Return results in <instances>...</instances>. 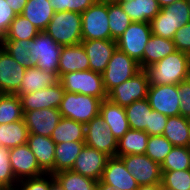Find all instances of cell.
<instances>
[{
    "label": "cell",
    "mask_w": 190,
    "mask_h": 190,
    "mask_svg": "<svg viewBox=\"0 0 190 190\" xmlns=\"http://www.w3.org/2000/svg\"><path fill=\"white\" fill-rule=\"evenodd\" d=\"M149 85L179 84L190 78V55L176 50L143 69Z\"/></svg>",
    "instance_id": "6da1fadb"
},
{
    "label": "cell",
    "mask_w": 190,
    "mask_h": 190,
    "mask_svg": "<svg viewBox=\"0 0 190 190\" xmlns=\"http://www.w3.org/2000/svg\"><path fill=\"white\" fill-rule=\"evenodd\" d=\"M81 24L78 12H55L45 32L60 46H72L82 41Z\"/></svg>",
    "instance_id": "7a4b0ae2"
},
{
    "label": "cell",
    "mask_w": 190,
    "mask_h": 190,
    "mask_svg": "<svg viewBox=\"0 0 190 190\" xmlns=\"http://www.w3.org/2000/svg\"><path fill=\"white\" fill-rule=\"evenodd\" d=\"M100 103L96 97L65 91L58 109L62 117L87 124L100 113Z\"/></svg>",
    "instance_id": "3957f363"
},
{
    "label": "cell",
    "mask_w": 190,
    "mask_h": 190,
    "mask_svg": "<svg viewBox=\"0 0 190 190\" xmlns=\"http://www.w3.org/2000/svg\"><path fill=\"white\" fill-rule=\"evenodd\" d=\"M62 46L45 31L30 41L31 64L43 71L58 73Z\"/></svg>",
    "instance_id": "277c9868"
},
{
    "label": "cell",
    "mask_w": 190,
    "mask_h": 190,
    "mask_svg": "<svg viewBox=\"0 0 190 190\" xmlns=\"http://www.w3.org/2000/svg\"><path fill=\"white\" fill-rule=\"evenodd\" d=\"M60 83L63 89L68 92L90 95L101 101L107 98L102 74L90 69L65 73L60 77Z\"/></svg>",
    "instance_id": "5b68a950"
},
{
    "label": "cell",
    "mask_w": 190,
    "mask_h": 190,
    "mask_svg": "<svg viewBox=\"0 0 190 190\" xmlns=\"http://www.w3.org/2000/svg\"><path fill=\"white\" fill-rule=\"evenodd\" d=\"M141 71L139 63L116 48L102 73L103 85L108 94L113 88L134 77Z\"/></svg>",
    "instance_id": "8992f818"
},
{
    "label": "cell",
    "mask_w": 190,
    "mask_h": 190,
    "mask_svg": "<svg viewBox=\"0 0 190 190\" xmlns=\"http://www.w3.org/2000/svg\"><path fill=\"white\" fill-rule=\"evenodd\" d=\"M108 3L97 0L81 14L82 40L111 39Z\"/></svg>",
    "instance_id": "52a82bcc"
},
{
    "label": "cell",
    "mask_w": 190,
    "mask_h": 190,
    "mask_svg": "<svg viewBox=\"0 0 190 190\" xmlns=\"http://www.w3.org/2000/svg\"><path fill=\"white\" fill-rule=\"evenodd\" d=\"M152 35L149 22H131L124 33L116 40L117 48L135 59L143 70V55Z\"/></svg>",
    "instance_id": "ba28073f"
},
{
    "label": "cell",
    "mask_w": 190,
    "mask_h": 190,
    "mask_svg": "<svg viewBox=\"0 0 190 190\" xmlns=\"http://www.w3.org/2000/svg\"><path fill=\"white\" fill-rule=\"evenodd\" d=\"M148 87L147 75L141 70L134 77L113 88L107 94V98L125 108L134 101L147 98Z\"/></svg>",
    "instance_id": "9c48e42d"
},
{
    "label": "cell",
    "mask_w": 190,
    "mask_h": 190,
    "mask_svg": "<svg viewBox=\"0 0 190 190\" xmlns=\"http://www.w3.org/2000/svg\"><path fill=\"white\" fill-rule=\"evenodd\" d=\"M147 100L152 110L167 117L180 115V96L177 84L149 85Z\"/></svg>",
    "instance_id": "30bf717a"
},
{
    "label": "cell",
    "mask_w": 190,
    "mask_h": 190,
    "mask_svg": "<svg viewBox=\"0 0 190 190\" xmlns=\"http://www.w3.org/2000/svg\"><path fill=\"white\" fill-rule=\"evenodd\" d=\"M85 145L94 148L109 157L117 156V140L98 114L85 124Z\"/></svg>",
    "instance_id": "8fae6325"
},
{
    "label": "cell",
    "mask_w": 190,
    "mask_h": 190,
    "mask_svg": "<svg viewBox=\"0 0 190 190\" xmlns=\"http://www.w3.org/2000/svg\"><path fill=\"white\" fill-rule=\"evenodd\" d=\"M131 173L139 186L154 183H161V168L158 163L153 161L145 154L119 156Z\"/></svg>",
    "instance_id": "7c38bea8"
},
{
    "label": "cell",
    "mask_w": 190,
    "mask_h": 190,
    "mask_svg": "<svg viewBox=\"0 0 190 190\" xmlns=\"http://www.w3.org/2000/svg\"><path fill=\"white\" fill-rule=\"evenodd\" d=\"M9 160L18 182L27 178L39 177L46 173L39 166L37 158L27 143L9 149Z\"/></svg>",
    "instance_id": "4fadbf2b"
},
{
    "label": "cell",
    "mask_w": 190,
    "mask_h": 190,
    "mask_svg": "<svg viewBox=\"0 0 190 190\" xmlns=\"http://www.w3.org/2000/svg\"><path fill=\"white\" fill-rule=\"evenodd\" d=\"M108 159L109 156L105 153L84 145L71 170L98 182Z\"/></svg>",
    "instance_id": "5bb4252c"
},
{
    "label": "cell",
    "mask_w": 190,
    "mask_h": 190,
    "mask_svg": "<svg viewBox=\"0 0 190 190\" xmlns=\"http://www.w3.org/2000/svg\"><path fill=\"white\" fill-rule=\"evenodd\" d=\"M23 113L29 134H38L45 137H51L52 132L62 118L59 109L56 108L23 111Z\"/></svg>",
    "instance_id": "9a60e30c"
},
{
    "label": "cell",
    "mask_w": 190,
    "mask_h": 190,
    "mask_svg": "<svg viewBox=\"0 0 190 190\" xmlns=\"http://www.w3.org/2000/svg\"><path fill=\"white\" fill-rule=\"evenodd\" d=\"M25 70L0 45V92L17 95Z\"/></svg>",
    "instance_id": "2e32d148"
},
{
    "label": "cell",
    "mask_w": 190,
    "mask_h": 190,
    "mask_svg": "<svg viewBox=\"0 0 190 190\" xmlns=\"http://www.w3.org/2000/svg\"><path fill=\"white\" fill-rule=\"evenodd\" d=\"M65 90L59 82L56 85L27 93L20 97L23 111L40 110L46 108L58 109L62 101Z\"/></svg>",
    "instance_id": "e0dca14e"
},
{
    "label": "cell",
    "mask_w": 190,
    "mask_h": 190,
    "mask_svg": "<svg viewBox=\"0 0 190 190\" xmlns=\"http://www.w3.org/2000/svg\"><path fill=\"white\" fill-rule=\"evenodd\" d=\"M81 43L89 58V69L102 74L117 48L116 41L95 39L82 40Z\"/></svg>",
    "instance_id": "ac0fdd59"
},
{
    "label": "cell",
    "mask_w": 190,
    "mask_h": 190,
    "mask_svg": "<svg viewBox=\"0 0 190 190\" xmlns=\"http://www.w3.org/2000/svg\"><path fill=\"white\" fill-rule=\"evenodd\" d=\"M101 181L118 190H137L139 187L134 176L126 170L123 160L118 156L109 157Z\"/></svg>",
    "instance_id": "d6986e66"
},
{
    "label": "cell",
    "mask_w": 190,
    "mask_h": 190,
    "mask_svg": "<svg viewBox=\"0 0 190 190\" xmlns=\"http://www.w3.org/2000/svg\"><path fill=\"white\" fill-rule=\"evenodd\" d=\"M99 114L117 141L130 129L125 108L108 98L101 101Z\"/></svg>",
    "instance_id": "ffe728a7"
},
{
    "label": "cell",
    "mask_w": 190,
    "mask_h": 190,
    "mask_svg": "<svg viewBox=\"0 0 190 190\" xmlns=\"http://www.w3.org/2000/svg\"><path fill=\"white\" fill-rule=\"evenodd\" d=\"M27 144L37 158L39 166L46 172L54 174V157L56 143L51 137L28 134Z\"/></svg>",
    "instance_id": "44dd1931"
},
{
    "label": "cell",
    "mask_w": 190,
    "mask_h": 190,
    "mask_svg": "<svg viewBox=\"0 0 190 190\" xmlns=\"http://www.w3.org/2000/svg\"><path fill=\"white\" fill-rule=\"evenodd\" d=\"M89 70V58L82 43L72 46H62L58 75L61 77L68 72Z\"/></svg>",
    "instance_id": "7402d4cb"
},
{
    "label": "cell",
    "mask_w": 190,
    "mask_h": 190,
    "mask_svg": "<svg viewBox=\"0 0 190 190\" xmlns=\"http://www.w3.org/2000/svg\"><path fill=\"white\" fill-rule=\"evenodd\" d=\"M60 82L58 73L43 71L37 67L26 68L18 96L32 93L56 85Z\"/></svg>",
    "instance_id": "603a6c76"
},
{
    "label": "cell",
    "mask_w": 190,
    "mask_h": 190,
    "mask_svg": "<svg viewBox=\"0 0 190 190\" xmlns=\"http://www.w3.org/2000/svg\"><path fill=\"white\" fill-rule=\"evenodd\" d=\"M132 22H150L160 11L157 0L118 1Z\"/></svg>",
    "instance_id": "cb8c5ba5"
},
{
    "label": "cell",
    "mask_w": 190,
    "mask_h": 190,
    "mask_svg": "<svg viewBox=\"0 0 190 190\" xmlns=\"http://www.w3.org/2000/svg\"><path fill=\"white\" fill-rule=\"evenodd\" d=\"M54 14L55 10L48 0H28L21 12L40 32L46 30Z\"/></svg>",
    "instance_id": "d4e9b609"
},
{
    "label": "cell",
    "mask_w": 190,
    "mask_h": 190,
    "mask_svg": "<svg viewBox=\"0 0 190 190\" xmlns=\"http://www.w3.org/2000/svg\"><path fill=\"white\" fill-rule=\"evenodd\" d=\"M163 136L177 147H190L189 118L181 115L168 117Z\"/></svg>",
    "instance_id": "484cf974"
},
{
    "label": "cell",
    "mask_w": 190,
    "mask_h": 190,
    "mask_svg": "<svg viewBox=\"0 0 190 190\" xmlns=\"http://www.w3.org/2000/svg\"><path fill=\"white\" fill-rule=\"evenodd\" d=\"M148 139L145 131L129 129L117 142V156L145 154Z\"/></svg>",
    "instance_id": "4316f807"
},
{
    "label": "cell",
    "mask_w": 190,
    "mask_h": 190,
    "mask_svg": "<svg viewBox=\"0 0 190 190\" xmlns=\"http://www.w3.org/2000/svg\"><path fill=\"white\" fill-rule=\"evenodd\" d=\"M175 51L176 48L171 39L152 34L144 50L143 69L149 65H153Z\"/></svg>",
    "instance_id": "83f0119b"
},
{
    "label": "cell",
    "mask_w": 190,
    "mask_h": 190,
    "mask_svg": "<svg viewBox=\"0 0 190 190\" xmlns=\"http://www.w3.org/2000/svg\"><path fill=\"white\" fill-rule=\"evenodd\" d=\"M51 139L56 144L74 141L84 142L85 124L62 117L57 127L52 132Z\"/></svg>",
    "instance_id": "f1b7e54d"
},
{
    "label": "cell",
    "mask_w": 190,
    "mask_h": 190,
    "mask_svg": "<svg viewBox=\"0 0 190 190\" xmlns=\"http://www.w3.org/2000/svg\"><path fill=\"white\" fill-rule=\"evenodd\" d=\"M85 142H62L56 144L54 157V174L71 170Z\"/></svg>",
    "instance_id": "f546056e"
},
{
    "label": "cell",
    "mask_w": 190,
    "mask_h": 190,
    "mask_svg": "<svg viewBox=\"0 0 190 190\" xmlns=\"http://www.w3.org/2000/svg\"><path fill=\"white\" fill-rule=\"evenodd\" d=\"M151 110L147 98L134 101L131 105L125 107L130 129L143 130L149 135Z\"/></svg>",
    "instance_id": "4dcf8cb0"
},
{
    "label": "cell",
    "mask_w": 190,
    "mask_h": 190,
    "mask_svg": "<svg viewBox=\"0 0 190 190\" xmlns=\"http://www.w3.org/2000/svg\"><path fill=\"white\" fill-rule=\"evenodd\" d=\"M28 129L24 118L10 124L0 125V146L11 149L27 143Z\"/></svg>",
    "instance_id": "1f68e13d"
},
{
    "label": "cell",
    "mask_w": 190,
    "mask_h": 190,
    "mask_svg": "<svg viewBox=\"0 0 190 190\" xmlns=\"http://www.w3.org/2000/svg\"><path fill=\"white\" fill-rule=\"evenodd\" d=\"M53 177L63 190H96L97 181L72 170L55 173Z\"/></svg>",
    "instance_id": "d6a6232c"
},
{
    "label": "cell",
    "mask_w": 190,
    "mask_h": 190,
    "mask_svg": "<svg viewBox=\"0 0 190 190\" xmlns=\"http://www.w3.org/2000/svg\"><path fill=\"white\" fill-rule=\"evenodd\" d=\"M20 97L16 94H2L0 97V125L23 119Z\"/></svg>",
    "instance_id": "836d02e7"
},
{
    "label": "cell",
    "mask_w": 190,
    "mask_h": 190,
    "mask_svg": "<svg viewBox=\"0 0 190 190\" xmlns=\"http://www.w3.org/2000/svg\"><path fill=\"white\" fill-rule=\"evenodd\" d=\"M40 31L21 14L11 22L9 30L0 40H33Z\"/></svg>",
    "instance_id": "e575fe53"
},
{
    "label": "cell",
    "mask_w": 190,
    "mask_h": 190,
    "mask_svg": "<svg viewBox=\"0 0 190 190\" xmlns=\"http://www.w3.org/2000/svg\"><path fill=\"white\" fill-rule=\"evenodd\" d=\"M149 23L153 35L171 40L181 27V24L177 23L164 7Z\"/></svg>",
    "instance_id": "d590c367"
},
{
    "label": "cell",
    "mask_w": 190,
    "mask_h": 190,
    "mask_svg": "<svg viewBox=\"0 0 190 190\" xmlns=\"http://www.w3.org/2000/svg\"><path fill=\"white\" fill-rule=\"evenodd\" d=\"M108 19L111 39L117 40L131 24V19L118 2H108Z\"/></svg>",
    "instance_id": "8d00e7d4"
},
{
    "label": "cell",
    "mask_w": 190,
    "mask_h": 190,
    "mask_svg": "<svg viewBox=\"0 0 190 190\" xmlns=\"http://www.w3.org/2000/svg\"><path fill=\"white\" fill-rule=\"evenodd\" d=\"M31 40H0V45L21 66L34 67L30 61Z\"/></svg>",
    "instance_id": "74e56055"
},
{
    "label": "cell",
    "mask_w": 190,
    "mask_h": 190,
    "mask_svg": "<svg viewBox=\"0 0 190 190\" xmlns=\"http://www.w3.org/2000/svg\"><path fill=\"white\" fill-rule=\"evenodd\" d=\"M161 171L190 169V147L174 146L160 165Z\"/></svg>",
    "instance_id": "f35d334b"
},
{
    "label": "cell",
    "mask_w": 190,
    "mask_h": 190,
    "mask_svg": "<svg viewBox=\"0 0 190 190\" xmlns=\"http://www.w3.org/2000/svg\"><path fill=\"white\" fill-rule=\"evenodd\" d=\"M161 185L164 190H189L190 169L161 171Z\"/></svg>",
    "instance_id": "ab89813d"
},
{
    "label": "cell",
    "mask_w": 190,
    "mask_h": 190,
    "mask_svg": "<svg viewBox=\"0 0 190 190\" xmlns=\"http://www.w3.org/2000/svg\"><path fill=\"white\" fill-rule=\"evenodd\" d=\"M173 147L163 135L149 136L145 155L161 165Z\"/></svg>",
    "instance_id": "60d3db41"
},
{
    "label": "cell",
    "mask_w": 190,
    "mask_h": 190,
    "mask_svg": "<svg viewBox=\"0 0 190 190\" xmlns=\"http://www.w3.org/2000/svg\"><path fill=\"white\" fill-rule=\"evenodd\" d=\"M17 182L9 160V149L0 146V186L6 190L17 189L14 187Z\"/></svg>",
    "instance_id": "b9f144b4"
},
{
    "label": "cell",
    "mask_w": 190,
    "mask_h": 190,
    "mask_svg": "<svg viewBox=\"0 0 190 190\" xmlns=\"http://www.w3.org/2000/svg\"><path fill=\"white\" fill-rule=\"evenodd\" d=\"M55 12L72 11L82 14L97 0H48Z\"/></svg>",
    "instance_id": "7bdbcfd3"
},
{
    "label": "cell",
    "mask_w": 190,
    "mask_h": 190,
    "mask_svg": "<svg viewBox=\"0 0 190 190\" xmlns=\"http://www.w3.org/2000/svg\"><path fill=\"white\" fill-rule=\"evenodd\" d=\"M46 176H49V178L47 177L46 179ZM54 183L53 174L45 173V175L39 177L27 178L19 181L17 184L19 189L17 188V190H50Z\"/></svg>",
    "instance_id": "ee69618b"
},
{
    "label": "cell",
    "mask_w": 190,
    "mask_h": 190,
    "mask_svg": "<svg viewBox=\"0 0 190 190\" xmlns=\"http://www.w3.org/2000/svg\"><path fill=\"white\" fill-rule=\"evenodd\" d=\"M170 16H172L181 26L190 22V8L188 0H177L174 3L164 7Z\"/></svg>",
    "instance_id": "f6af8a7d"
},
{
    "label": "cell",
    "mask_w": 190,
    "mask_h": 190,
    "mask_svg": "<svg viewBox=\"0 0 190 190\" xmlns=\"http://www.w3.org/2000/svg\"><path fill=\"white\" fill-rule=\"evenodd\" d=\"M172 41L176 50L190 55V22L177 30Z\"/></svg>",
    "instance_id": "bcb514c9"
},
{
    "label": "cell",
    "mask_w": 190,
    "mask_h": 190,
    "mask_svg": "<svg viewBox=\"0 0 190 190\" xmlns=\"http://www.w3.org/2000/svg\"><path fill=\"white\" fill-rule=\"evenodd\" d=\"M16 15L6 0H0V39L7 33Z\"/></svg>",
    "instance_id": "7dc6e473"
},
{
    "label": "cell",
    "mask_w": 190,
    "mask_h": 190,
    "mask_svg": "<svg viewBox=\"0 0 190 190\" xmlns=\"http://www.w3.org/2000/svg\"><path fill=\"white\" fill-rule=\"evenodd\" d=\"M180 96V115L190 118V78L178 84Z\"/></svg>",
    "instance_id": "c3c4849f"
},
{
    "label": "cell",
    "mask_w": 190,
    "mask_h": 190,
    "mask_svg": "<svg viewBox=\"0 0 190 190\" xmlns=\"http://www.w3.org/2000/svg\"><path fill=\"white\" fill-rule=\"evenodd\" d=\"M168 117L155 110H151L149 120V136L163 135Z\"/></svg>",
    "instance_id": "681fc988"
},
{
    "label": "cell",
    "mask_w": 190,
    "mask_h": 190,
    "mask_svg": "<svg viewBox=\"0 0 190 190\" xmlns=\"http://www.w3.org/2000/svg\"><path fill=\"white\" fill-rule=\"evenodd\" d=\"M28 0H6L12 10L17 14H21Z\"/></svg>",
    "instance_id": "f907efd6"
},
{
    "label": "cell",
    "mask_w": 190,
    "mask_h": 190,
    "mask_svg": "<svg viewBox=\"0 0 190 190\" xmlns=\"http://www.w3.org/2000/svg\"><path fill=\"white\" fill-rule=\"evenodd\" d=\"M137 190H162V185L161 183L141 185Z\"/></svg>",
    "instance_id": "816d5d0a"
},
{
    "label": "cell",
    "mask_w": 190,
    "mask_h": 190,
    "mask_svg": "<svg viewBox=\"0 0 190 190\" xmlns=\"http://www.w3.org/2000/svg\"><path fill=\"white\" fill-rule=\"evenodd\" d=\"M96 190H118V189L114 188L112 185L103 183L101 180H99L97 182Z\"/></svg>",
    "instance_id": "f5cc1de1"
},
{
    "label": "cell",
    "mask_w": 190,
    "mask_h": 190,
    "mask_svg": "<svg viewBox=\"0 0 190 190\" xmlns=\"http://www.w3.org/2000/svg\"><path fill=\"white\" fill-rule=\"evenodd\" d=\"M157 1L159 3L160 7L163 8V7L167 6V5H170V4L174 3L177 0H157Z\"/></svg>",
    "instance_id": "db71d44e"
},
{
    "label": "cell",
    "mask_w": 190,
    "mask_h": 190,
    "mask_svg": "<svg viewBox=\"0 0 190 190\" xmlns=\"http://www.w3.org/2000/svg\"><path fill=\"white\" fill-rule=\"evenodd\" d=\"M50 190H63L56 182L51 186Z\"/></svg>",
    "instance_id": "11a10c76"
},
{
    "label": "cell",
    "mask_w": 190,
    "mask_h": 190,
    "mask_svg": "<svg viewBox=\"0 0 190 190\" xmlns=\"http://www.w3.org/2000/svg\"><path fill=\"white\" fill-rule=\"evenodd\" d=\"M99 1H103V2H118L119 0H99Z\"/></svg>",
    "instance_id": "9f6ffc18"
}]
</instances>
